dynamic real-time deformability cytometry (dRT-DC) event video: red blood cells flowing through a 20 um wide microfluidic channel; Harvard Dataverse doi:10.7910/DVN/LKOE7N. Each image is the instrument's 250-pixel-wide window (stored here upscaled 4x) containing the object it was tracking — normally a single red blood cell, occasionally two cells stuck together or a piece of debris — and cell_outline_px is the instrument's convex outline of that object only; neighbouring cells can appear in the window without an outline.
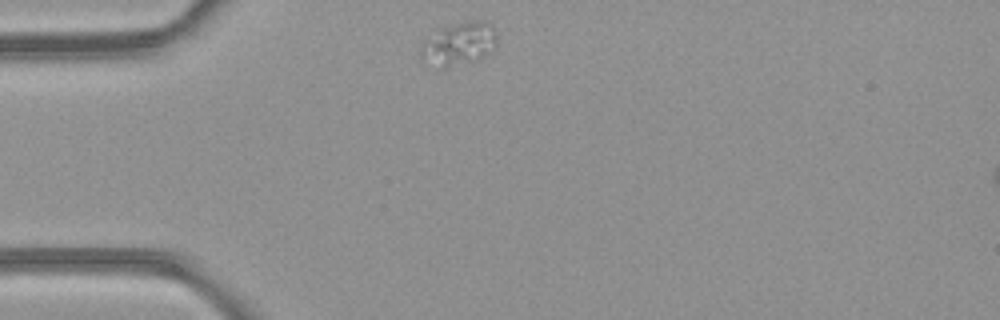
{"species": "common noctule bat (a hibernating species)", "species_latin": "Nyctalus noctula", "temperature_condition": "room temperature", "stored_images_in_passage": 39, "camera_frame_rate_fps": 3000, "um_per_image_px": 0.085, "animal": {"sex": "female", "body_mass_g": 21.9}, "frame": {"image": 1, "passage_image": 1, "time_ms": 0.0, "image_size_px": [1000, 320], "cell_outline_px": [[496, 48], [476, 60], [448, 68], [440, 68], [420, 56], [420, 44], [424, 36], [432, 28], [460, 20], [484, 20], [492, 24], [496, 36]], "centroid_in_image_um": [38.94, 3.64], "position_along_channel_um": 46.1, "area_um2": 20.17}}
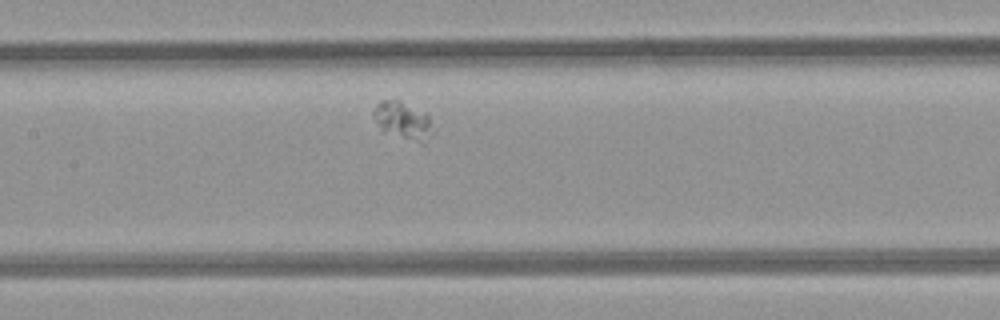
{"frame": {"image": 2, "passage_image": 12, "time_ms": 3.667, "image_size_px": [1000, 320], "cell_outline_px": [[432, 132], [424, 144], [380, 132], [372, 116], [372, 112], [376, 104], [380, 100], [400, 100], [424, 112], [428, 116]], "centroid_in_image_um": [34.17, 10.26], "position_along_channel_um": 173.2, "area_um2": 13.24}}
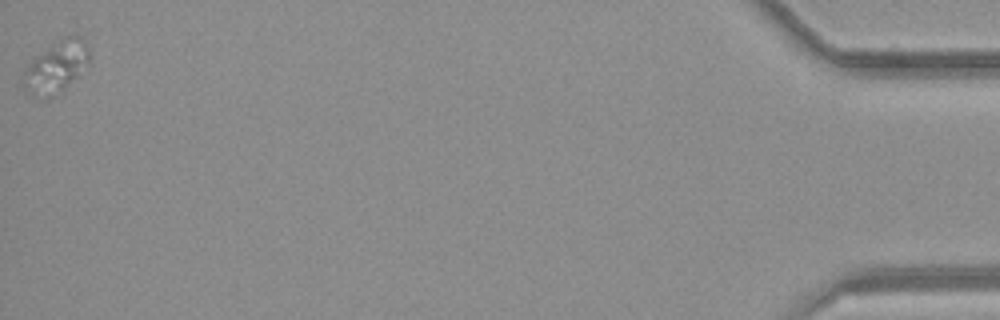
{"frame": {"image": 3, "passage_image": 39, "time_ms": 12.667, "image_size_px": [1000, 320], "cell_outline_px": [[88, 68], [64, 96], [32, 96], [24, 88], [20, 76], [24, 68], [36, 56], [64, 36], [80, 36], [88, 44]], "centroid_in_image_um": [4.81, 5.77], "position_along_channel_um": 430.4, "area_um2": 20.87}}